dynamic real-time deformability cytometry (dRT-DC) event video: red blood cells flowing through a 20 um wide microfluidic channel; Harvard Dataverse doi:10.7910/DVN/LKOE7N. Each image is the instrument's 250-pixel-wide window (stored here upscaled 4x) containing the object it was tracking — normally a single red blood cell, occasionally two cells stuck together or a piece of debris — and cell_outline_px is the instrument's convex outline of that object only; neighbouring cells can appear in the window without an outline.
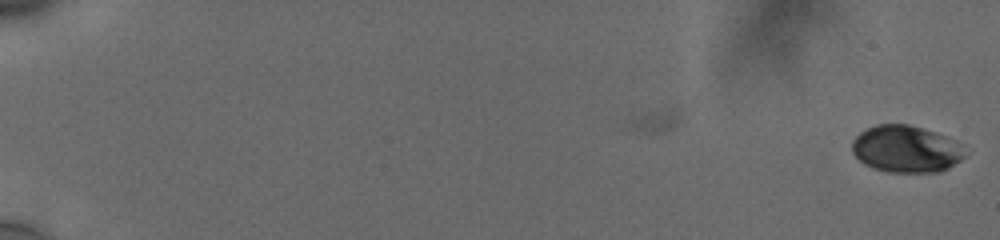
{"species": "human", "species_latin": "Homo sapiens", "temperature_condition": "cold", "stored_images_in_passage": 9, "camera_frame_rate_fps": 3000, "um_per_image_px": 0.085, "donor": {"sex": "male"}, "frame": {"image": 1, "passage_image": 9, "time_ms": 2.667, "image_size_px": [1000, 240], "cell_outline_px": [[964, 156], [960, 160], [948, 168], [940, 172], [888, 172], [872, 168], [864, 164], [852, 152], [852, 140], [860, 132], [876, 124], [908, 124], [936, 132], [944, 136]], "centroid_in_image_um": [76.88, 12.67], "position_along_channel_um": 8.1, "area_um2": 30.11}}